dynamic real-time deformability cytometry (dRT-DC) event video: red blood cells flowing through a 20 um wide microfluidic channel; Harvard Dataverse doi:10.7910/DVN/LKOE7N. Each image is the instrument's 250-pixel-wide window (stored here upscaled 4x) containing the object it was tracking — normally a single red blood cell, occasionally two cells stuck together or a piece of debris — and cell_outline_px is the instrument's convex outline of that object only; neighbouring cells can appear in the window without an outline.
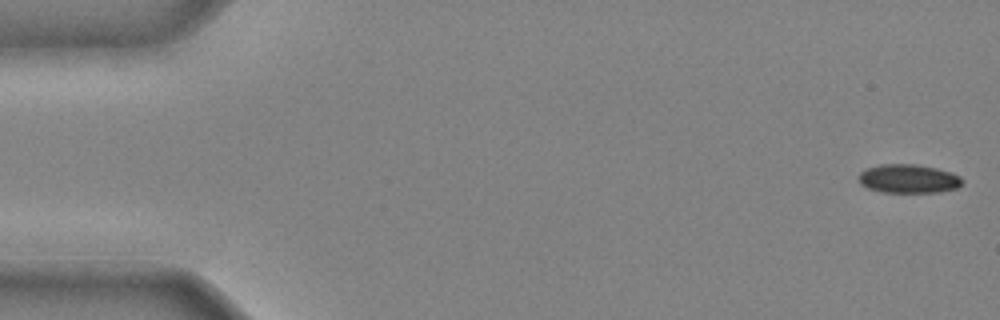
{"species": "common noctule bat (a hibernating species)", "species_latin": "Nyctalus noctula", "temperature_condition": "cold", "stored_images_in_passage": 43, "camera_frame_rate_fps": 3000, "um_per_image_px": 0.085, "animal": {"sex": "male", "body_mass_g": 20.4}, "frame": {"image": 1, "passage_image": 1, "time_ms": 0.0, "image_size_px": [1000, 320], "cell_outline_px": [[964, 180], [956, 188], [940, 192], [884, 192], [868, 188], [860, 184], [856, 176], [864, 168], [880, 164], [916, 164], [936, 168], [952, 172], [960, 176]], "centroid_in_image_um": [77.18, 15.18], "position_along_channel_um": 7.8, "area_um2": 17.57}}
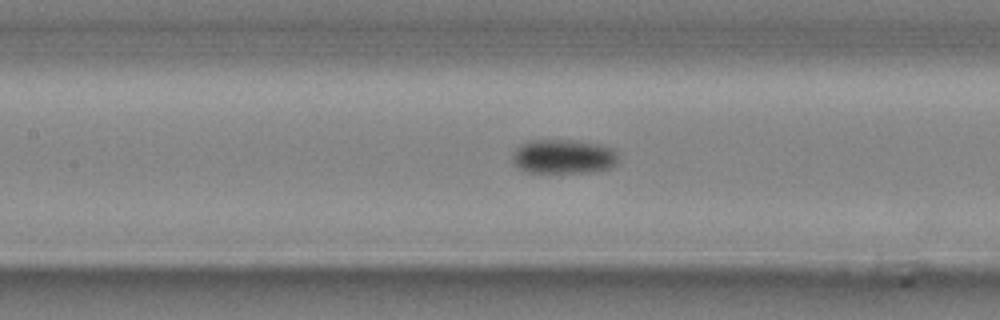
{"frame": {"image": 2, "passage_image": 20, "time_ms": 6.333, "image_size_px": [1000, 320], "cell_outline_px": [[616, 164], [608, 168], [592, 172], [528, 172], [520, 168], [512, 160], [512, 152], [520, 144], [528, 140], [580, 140], [600, 144], [612, 148], [616, 152]], "centroid_in_image_um": [47.87, 13.29], "position_along_channel_um": 159.5, "area_um2": 21.21}}
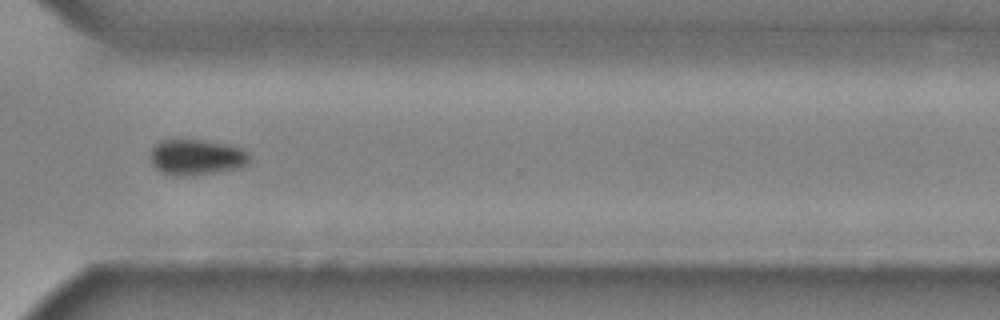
{"frame": {"image": 3, "passage_image": 33, "time_ms": 10.667, "image_size_px": [1000, 320], "cell_outline_px": [[248, 164], [236, 168], [192, 176], [180, 176], [160, 172], [152, 164], [152, 148], [160, 140], [200, 140], [228, 144], [244, 148], [248, 152]], "centroid_in_image_um": [16.71, 13.36], "position_along_channel_um": 353.9, "area_um2": 20.46}}